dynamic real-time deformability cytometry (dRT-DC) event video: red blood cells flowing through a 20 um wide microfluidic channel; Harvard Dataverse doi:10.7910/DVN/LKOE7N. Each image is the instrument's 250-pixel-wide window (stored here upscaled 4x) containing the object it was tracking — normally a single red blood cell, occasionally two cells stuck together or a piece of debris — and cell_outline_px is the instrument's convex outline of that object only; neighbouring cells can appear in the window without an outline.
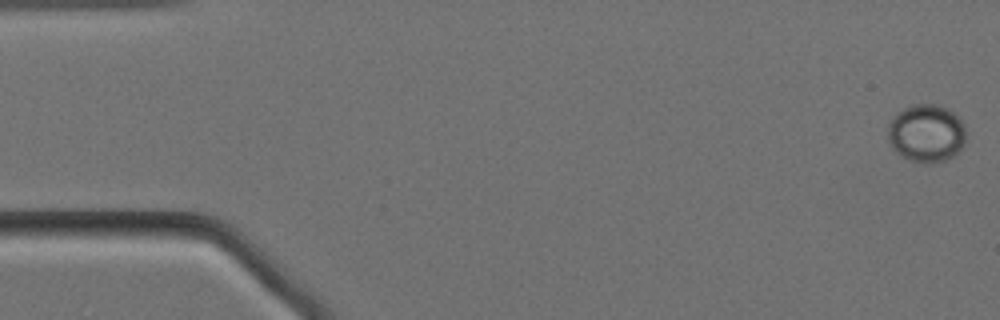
{"species": "Egyptian fruit bat (a non-hibernating species)", "species_latin": "Rousettus aegyptiacus", "temperature_condition": "cold", "stored_images_in_passage": 11, "camera_frame_rate_fps": 3000, "um_per_image_px": 0.085, "animal": {"sex": "female"}, "frame": {"image": 1, "passage_image": 1, "time_ms": 0.0, "image_size_px": [1000, 320], "cell_outline_px": [[964, 144], [952, 156], [944, 160], [932, 164], [924, 164], [900, 156], [892, 148], [888, 140], [888, 124], [892, 116], [896, 112], [912, 104], [940, 104], [948, 108], [964, 124]], "centroid_in_image_um": [78.7, 11.32], "position_along_channel_um": 6.3, "area_um2": 26.53}}